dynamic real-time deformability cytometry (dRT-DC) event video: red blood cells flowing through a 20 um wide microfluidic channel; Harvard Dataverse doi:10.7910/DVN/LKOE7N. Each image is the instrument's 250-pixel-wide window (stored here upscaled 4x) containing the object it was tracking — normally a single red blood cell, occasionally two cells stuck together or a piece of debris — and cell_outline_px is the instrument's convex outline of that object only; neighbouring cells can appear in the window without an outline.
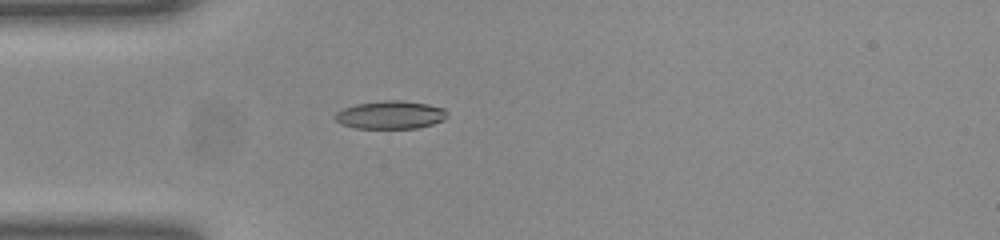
{"species": "common noctule bat (a hibernating species)", "species_latin": "Nyctalus noctula", "temperature_condition": "room temperature", "stored_images_in_passage": 37, "camera_frame_rate_fps": 3000, "um_per_image_px": 0.085, "animal": {"sex": "female", "body_mass_g": 23.0, "forearm_length_mm": 53.4}, "frame": {"image": 1, "passage_image": 1, "time_ms": 0.0, "image_size_px": [1000, 240], "cell_outline_px": [[448, 116], [444, 120], [432, 124], [416, 128], [356, 128], [340, 124], [332, 116], [336, 112], [344, 108], [356, 104], [384, 100], [400, 100], [428, 104], [444, 108], [448, 112]], "centroid_in_image_um": [33.19, 9.76], "position_along_channel_um": 51.8, "area_um2": 18.44}}
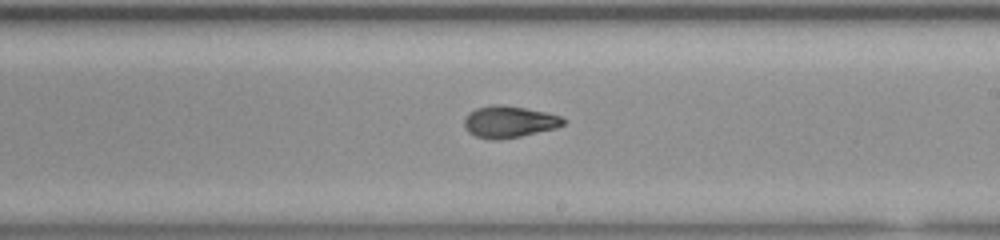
{"frame": {"image": 2, "passage_image": 16, "time_ms": 5.0, "image_size_px": [1000, 240], "cell_outline_px": [[568, 120], [564, 124], [556, 128], [520, 136], [496, 140], [492, 140], [476, 136], [468, 132], [464, 124], [464, 120], [468, 112], [476, 108], [492, 104], [504, 104], [544, 112], [560, 116]], "centroid_in_image_um": [43.26, 10.34], "position_along_channel_um": 245.7, "area_um2": 18.32}}
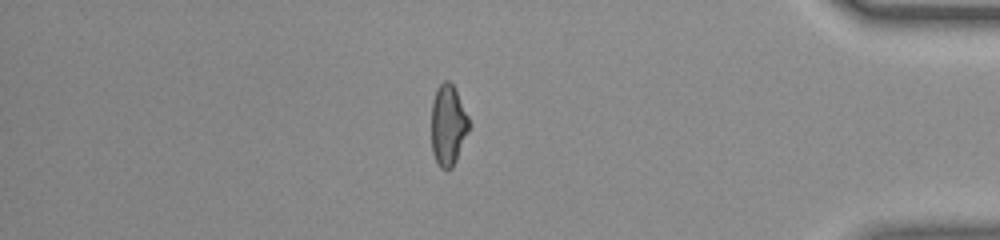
{"frame": {"image": 3, "passage_image": 30, "time_ms": 9.667, "image_size_px": [1000, 240], "cell_outline_px": [[468, 132], [456, 160], [452, 168], [440, 168], [432, 152], [432, 100], [436, 88], [444, 80], [448, 80], [456, 88], [468, 116]], "centroid_in_image_um": [38.08, 10.59], "position_along_channel_um": 397.1, "area_um2": 17.63}, "authors_computed_cell_mechanics": {"area_um2": 18.0336, "velocity_mm_per_s": 4.0386, "shape_relaxation_time_tau1_ms": 6.2114, "shape_relaxation_time_tau2_ms": 1.7994, "deformation_change_tau1": 0.213, "deformation_change_tau2": 0.0834}}